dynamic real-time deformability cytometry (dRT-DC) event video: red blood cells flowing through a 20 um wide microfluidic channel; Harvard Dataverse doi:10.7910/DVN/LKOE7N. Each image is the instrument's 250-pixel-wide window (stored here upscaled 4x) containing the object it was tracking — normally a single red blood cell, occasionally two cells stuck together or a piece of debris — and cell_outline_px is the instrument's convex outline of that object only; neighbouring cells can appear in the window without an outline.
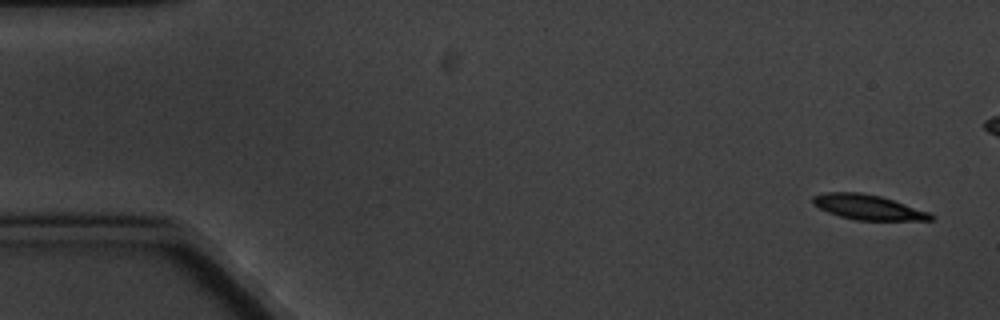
{"species": "common noctule bat (a hibernating species)", "species_latin": "Nyctalus noctula", "temperature_condition": "cold", "stored_images_in_passage": 5, "camera_frame_rate_fps": 3000, "um_per_image_px": 0.085, "animal": {"sex": "male", "body_mass_g": 20.1, "forearm_length_mm": 53.5}, "frame": {"image": 1, "passage_image": 1, "time_ms": 0.0, "image_size_px": [1000, 320], "cell_outline_px": [[936, 216], [932, 220], [856, 220], [840, 216], [828, 212], [812, 204], [812, 196], [824, 192], [860, 192], [880, 196], [928, 212]], "centroid_in_image_um": [73.74, 17.61], "position_along_channel_um": 11.3, "area_um2": 16.99}}